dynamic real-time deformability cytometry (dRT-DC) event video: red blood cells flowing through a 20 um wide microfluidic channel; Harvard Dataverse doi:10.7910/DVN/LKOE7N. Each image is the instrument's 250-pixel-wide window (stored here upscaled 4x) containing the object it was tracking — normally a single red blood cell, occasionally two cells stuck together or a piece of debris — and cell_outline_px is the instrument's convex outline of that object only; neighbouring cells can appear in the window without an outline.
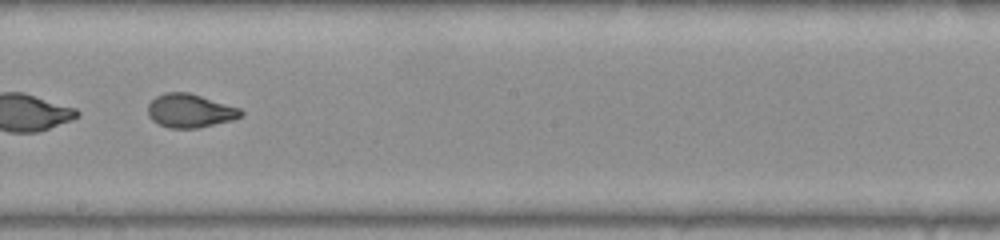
{"species": "common noctule bat (a hibernating species)", "species_latin": "Nyctalus noctula", "temperature_condition": "warm", "stored_images_in_passage": 39, "camera_frame_rate_fps": 3000, "um_per_image_px": 0.085, "animal": {"sex": "female", "body_mass_g": 22.0, "forearm_length_mm": 56.7}, "frame": {"image": 1, "passage_image": 17, "time_ms": 5.333, "image_size_px": [1000, 240], "cell_outline_px": [[244, 116], [232, 120], [196, 128], [168, 128], [152, 120], [148, 116], [148, 104], [156, 96], [164, 92], [188, 92], [240, 108], [244, 112]], "centroid_in_image_um": [16.15, 9.41], "position_along_channel_um": 232.1, "area_um2": 18.21}, "authors_computed_cell_mechanics": {"area_um2": 18.6116, "velocity_mm_per_s": 3.9842, "shape_relaxation_time_tau1_ms": 10.6175, "shape_relaxation_time_tau2_ms": 0.922, "deformation_change_tau1": 0.2958, "deformation_change_tau2": 0.0557}}